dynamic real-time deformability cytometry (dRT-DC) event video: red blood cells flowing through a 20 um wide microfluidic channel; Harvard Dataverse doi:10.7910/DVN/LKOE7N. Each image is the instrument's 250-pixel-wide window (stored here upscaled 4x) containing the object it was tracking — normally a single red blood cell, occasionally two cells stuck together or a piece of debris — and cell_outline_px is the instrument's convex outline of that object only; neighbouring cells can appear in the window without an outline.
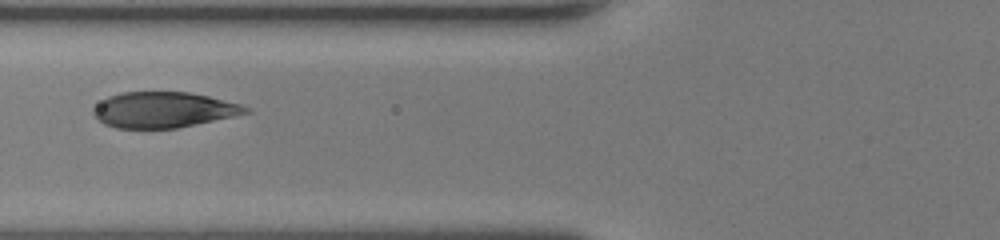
{"species": "human", "species_latin": "Homo sapiens", "temperature_condition": "room temperature", "stored_images_in_passage": 38, "camera_frame_rate_fps": 3000, "um_per_image_px": 0.085, "donor": {"sex": "female"}, "frame": {"image": 1, "passage_image": 9, "time_ms": 2.667, "image_size_px": [1000, 240], "cell_outline_px": [[252, 112], [176, 128], [116, 128], [104, 124], [92, 112], [92, 108], [108, 96], [124, 92], [188, 92], [208, 96], [240, 104], [248, 108]], "centroid_in_image_um": [13.88, 9.33], "position_along_channel_um": 111.9, "area_um2": 31.33}}
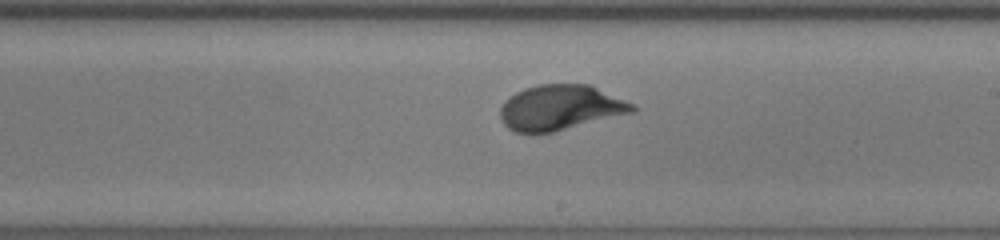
{"frame": {"image": 2, "passage_image": 18, "time_ms": 5.667, "image_size_px": [1000, 240], "cell_outline_px": [[636, 112], [552, 132], [516, 132], [508, 128], [500, 120], [500, 108], [504, 100], [516, 92], [524, 88], [536, 84], [588, 84], [636, 104]], "centroid_in_image_um": [47.64, 9.13], "position_along_channel_um": 241.4, "area_um2": 34.91}}
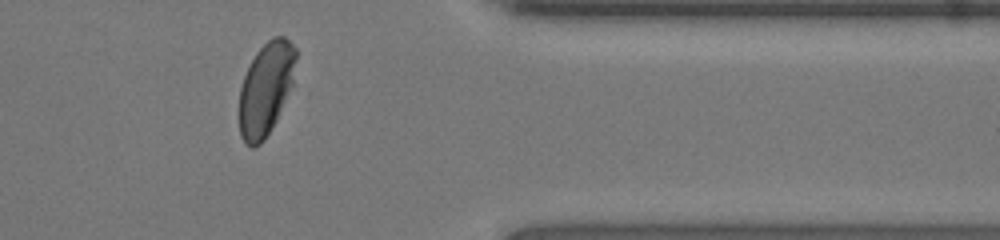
{"frame": {"image": 3, "passage_image": 29, "time_ms": 9.333, "image_size_px": [1000, 240], "cell_outline_px": [[296, 60], [292, 84], [276, 120], [264, 140], [260, 144], [252, 148], [240, 136], [240, 88], [244, 76], [256, 52], [272, 36], [284, 36], [296, 48]], "centroid_in_image_um": [22.6, 7.52], "position_along_channel_um": 388.8, "area_um2": 30.23}}